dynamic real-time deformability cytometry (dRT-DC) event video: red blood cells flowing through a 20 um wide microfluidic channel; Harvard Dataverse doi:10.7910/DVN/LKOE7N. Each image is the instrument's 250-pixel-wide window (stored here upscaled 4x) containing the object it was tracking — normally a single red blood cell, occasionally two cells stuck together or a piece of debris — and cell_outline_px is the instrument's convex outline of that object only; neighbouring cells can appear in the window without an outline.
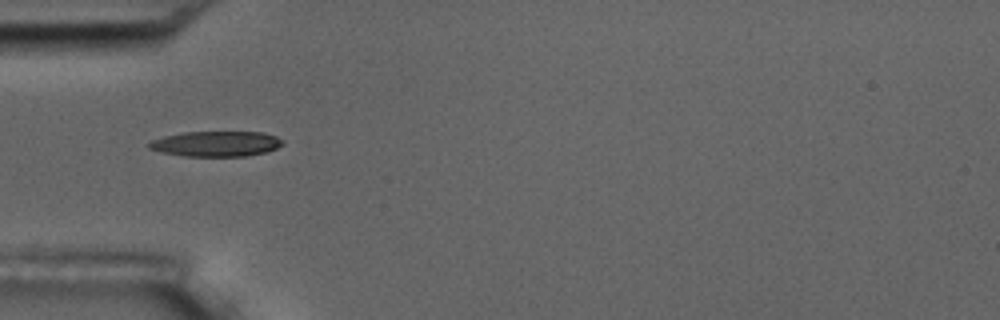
{"species": "common noctule bat (a hibernating species)", "species_latin": "Nyctalus noctula", "temperature_condition": "room temperature", "stored_images_in_passage": 39, "camera_frame_rate_fps": 3000, "um_per_image_px": 0.085, "animal": {"sex": "male", "body_mass_g": 17.5, "forearm_length_mm": 52.3}, "frame": {"image": 1, "passage_image": 1, "time_ms": 0.0, "image_size_px": [1000, 320], "cell_outline_px": [[284, 144], [268, 152], [244, 156], [184, 156], [160, 152], [148, 148], [148, 144], [152, 140], [164, 136], [184, 132], [264, 132], [276, 136], [284, 140]], "centroid_in_image_um": [18.39, 12.22], "position_along_channel_um": 66.6, "area_um2": 19.83}}
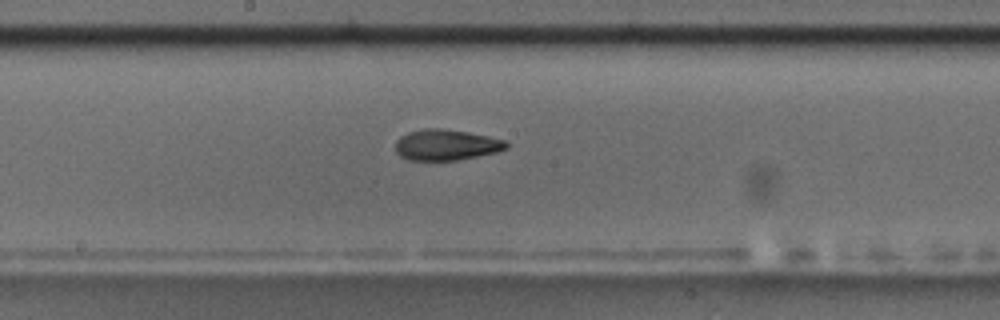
{"frame": {"image": 2, "passage_image": 13, "time_ms": 4.0, "image_size_px": [1000, 320], "cell_outline_px": [[508, 148], [496, 152], [456, 160], [408, 160], [400, 156], [396, 152], [396, 140], [400, 136], [408, 132], [424, 128], [444, 128], [468, 132], [488, 136], [504, 140], [508, 144]], "centroid_in_image_um": [37.9, 12.3], "position_along_channel_um": 210.3, "area_um2": 19.94}}
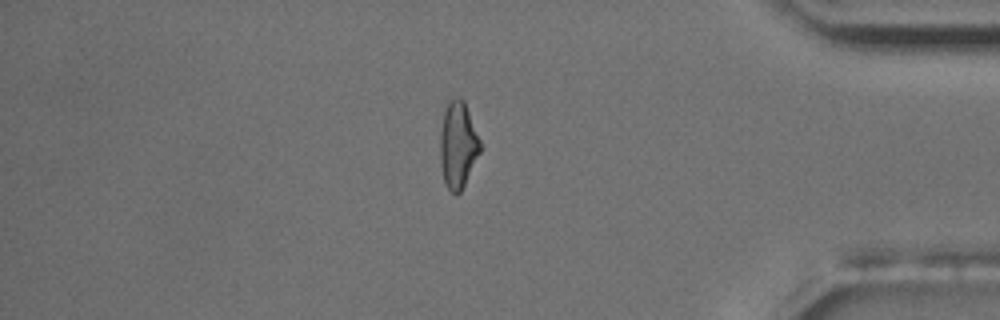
{"frame": {"image": 3, "passage_image": 31, "time_ms": 10.0, "image_size_px": [1000, 320], "cell_outline_px": [[480, 152], [460, 192], [456, 196], [444, 184], [440, 164], [440, 132], [444, 108], [448, 100], [456, 96], [460, 96], [464, 100], [480, 140]], "centroid_in_image_um": [38.9, 12.28], "position_along_channel_um": 396.3, "area_um2": 20.35}, "authors_computed_cell_mechanics": {"area_um2": 20.1144, "velocity_mm_per_s": 3.6008, "shape_relaxation_time_tau1_ms": 7.4496, "shape_relaxation_time_tau2_ms": 3.7293, "deformation_change_tau1": 0.1951, "deformation_change_tau2": 0.1154}}